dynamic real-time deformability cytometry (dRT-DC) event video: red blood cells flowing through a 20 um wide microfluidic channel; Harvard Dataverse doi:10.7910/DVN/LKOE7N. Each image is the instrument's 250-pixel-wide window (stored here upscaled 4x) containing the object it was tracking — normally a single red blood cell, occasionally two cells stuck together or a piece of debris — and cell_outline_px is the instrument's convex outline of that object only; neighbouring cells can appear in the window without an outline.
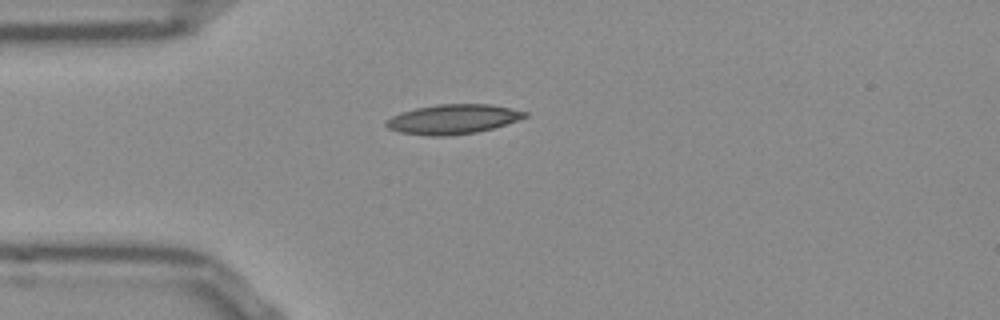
{"species": "Egyptian fruit bat (a non-hibernating species)", "species_latin": "Rousettus aegyptiacus", "temperature_condition": "room temperature", "stored_images_in_passage": 40, "camera_frame_rate_fps": 3000, "um_per_image_px": 0.085, "frame": {"image": 1, "passage_image": 1, "time_ms": 0.0, "image_size_px": [1000, 320], "cell_outline_px": [[528, 116], [492, 128], [476, 132], [444, 136], [428, 136], [400, 132], [388, 128], [384, 124], [384, 120], [400, 112], [416, 108], [436, 104], [492, 104], [512, 108], [528, 112]], "centroid_in_image_um": [38.46, 10.12], "position_along_channel_um": 46.5, "area_um2": 23.93}}
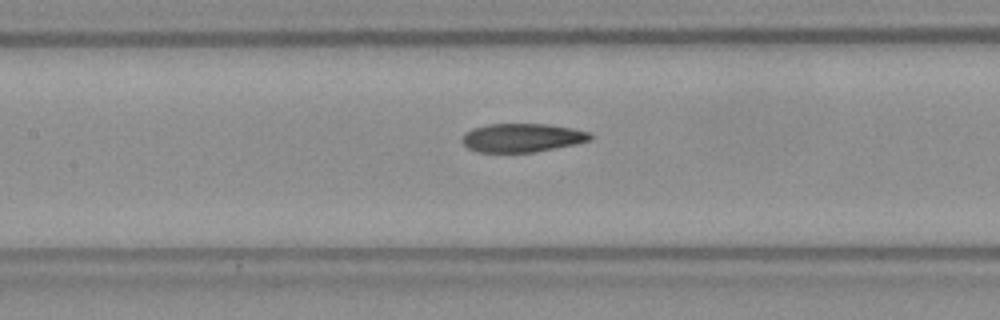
{"frame": {"image": 2, "passage_image": 11, "time_ms": 3.333, "image_size_px": [1000, 320], "cell_outline_px": [[592, 140], [576, 144], [536, 152], [476, 152], [468, 148], [460, 140], [464, 132], [472, 128], [488, 124], [548, 124], [572, 128], [592, 132]], "centroid_in_image_um": [44.38, 11.71], "position_along_channel_um": 163.0, "area_um2": 21.68}}
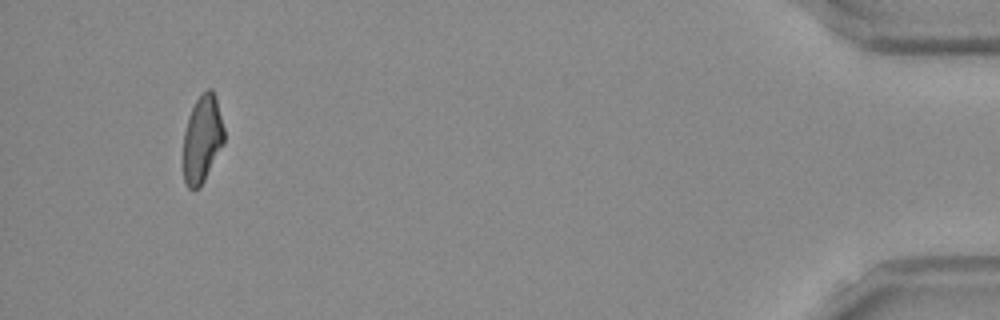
{"frame": {"image": 3, "passage_image": 37, "time_ms": 12.0, "image_size_px": [1000, 320], "cell_outline_px": [[224, 144], [204, 180], [196, 188], [188, 188], [184, 180], [184, 132], [188, 116], [196, 100], [208, 88], [212, 88], [216, 96], [224, 128]], "centroid_in_image_um": [17.21, 11.77], "position_along_channel_um": 418.0, "area_um2": 20.58}, "authors_computed_cell_mechanics": {"area_um2": 22.0796, "velocity_mm_per_s": 3.8491, "shape_relaxation_time_tau1_ms": null, "shape_relaxation_time_tau2_ms": 3.8539, "deformation_change_tau1": null, "deformation_change_tau2": 0.1146}}